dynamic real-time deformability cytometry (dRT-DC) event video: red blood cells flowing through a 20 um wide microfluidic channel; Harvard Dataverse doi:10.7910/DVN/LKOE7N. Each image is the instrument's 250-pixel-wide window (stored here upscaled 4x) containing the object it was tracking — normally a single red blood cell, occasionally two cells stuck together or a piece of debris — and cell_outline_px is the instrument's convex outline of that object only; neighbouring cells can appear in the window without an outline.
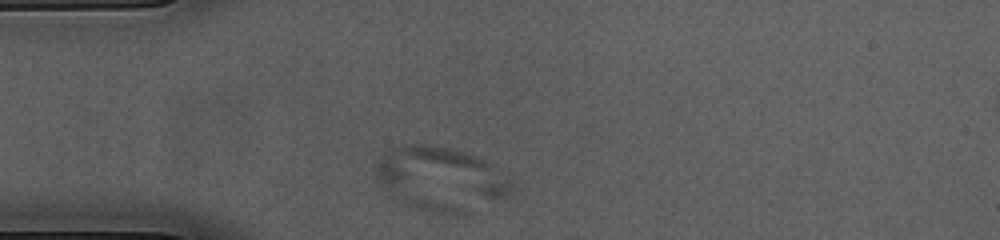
{"species": "common noctule bat (a hibernating species)", "species_latin": "Nyctalus noctula", "temperature_condition": "cold", "stored_images_in_passage": 5, "camera_frame_rate_fps": 3000, "um_per_image_px": 0.085, "animal": {"sex": "female", "body_mass_g": 23.0, "forearm_length_mm": 53.4}, "frame": {"image": 1, "passage_image": 1, "time_ms": 0.0, "image_size_px": [1000, 240], "cell_outline_px": [[516, 188], [508, 196], [464, 216], [440, 212], [420, 208], [392, 196], [376, 180], [376, 160], [392, 148], [400, 144], [424, 144], [456, 148], [476, 156], [492, 164]], "centroid_in_image_um": [37.49, 15.19], "position_along_channel_um": 47.5, "area_um2": 50.69}}